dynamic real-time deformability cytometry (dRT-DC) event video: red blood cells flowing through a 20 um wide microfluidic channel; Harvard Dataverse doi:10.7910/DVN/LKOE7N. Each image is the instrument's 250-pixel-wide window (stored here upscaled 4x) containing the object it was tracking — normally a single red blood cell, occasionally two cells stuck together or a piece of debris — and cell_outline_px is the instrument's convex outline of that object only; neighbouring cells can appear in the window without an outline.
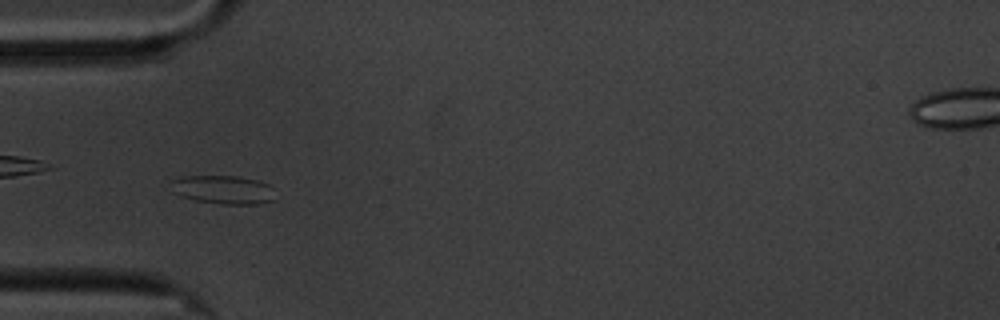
{"species": "common noctule bat (a hibernating species)", "species_latin": "Nyctalus noctula", "temperature_condition": "cold", "stored_images_in_passage": 41, "camera_frame_rate_fps": 3000, "um_per_image_px": 0.085, "animal": {"sex": "male", "body_mass_g": 20.1, "forearm_length_mm": 53.5}, "frame": {"image": 1, "passage_image": 10, "time_ms": 3.0, "image_size_px": [1000, 320], "cell_outline_px": [[272, 200], [260, 204], [220, 204], [196, 200], [180, 196], [172, 192], [172, 180], [180, 176], [240, 176], [256, 180], [268, 184]], "centroid_in_image_um": [18.89, 16.12], "position_along_channel_um": 66.1, "area_um2": 17.11}}
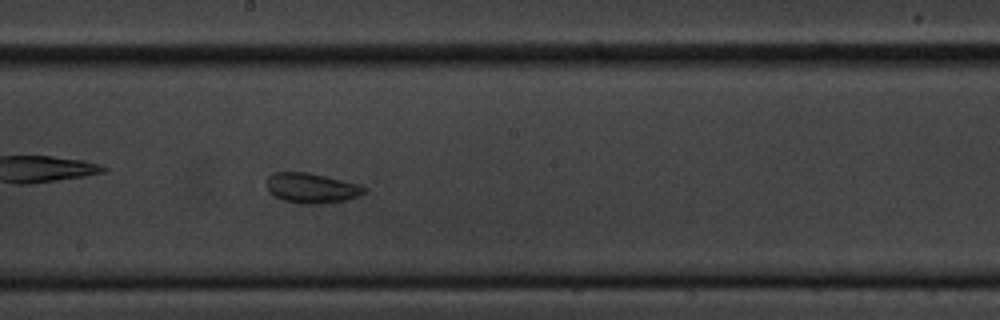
{"frame": {"image": 2, "passage_image": 24, "time_ms": 7.667, "image_size_px": [1000, 320], "cell_outline_px": [[364, 192], [356, 196], [344, 200], [320, 204], [300, 204], [284, 200], [272, 196], [268, 192], [268, 176], [272, 172], [308, 172], [360, 184], [364, 188]], "centroid_in_image_um": [26.42, 15.98], "position_along_channel_um": 221.8, "area_um2": 16.99}}
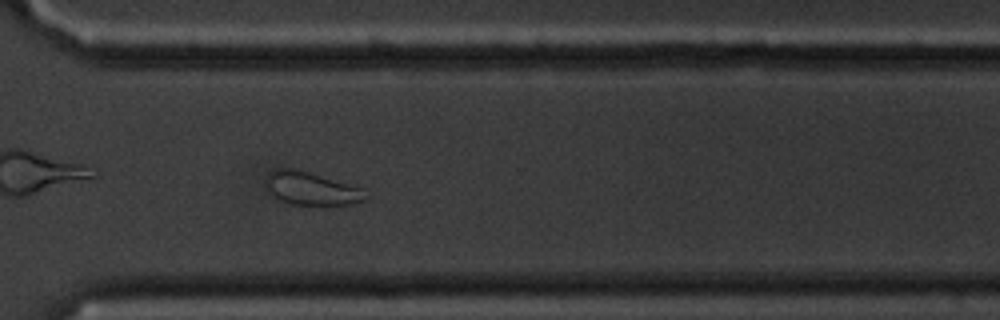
{"frame": {"image": 3, "passage_image": 35, "time_ms": 11.333, "image_size_px": [1000, 320], "cell_outline_px": [[368, 200], [348, 204], [292, 204], [280, 200], [268, 192], [264, 184], [264, 180], [268, 172], [272, 168], [292, 168], [308, 172], [360, 188], [368, 196]], "centroid_in_image_um": [26.36, 16.01], "position_along_channel_um": 344.2, "area_um2": 19.02}, "authors_computed_cell_mechanics": {"area_um2": 17.1088, "velocity_mm_per_s": 3.3409, "shape_relaxation_time_tau1_ms": 6.8673, "shape_relaxation_time_tau2_ms": 1.4825, "deformation_change_tau1": 0.0973, "deformation_change_tau2": 0.0739}}